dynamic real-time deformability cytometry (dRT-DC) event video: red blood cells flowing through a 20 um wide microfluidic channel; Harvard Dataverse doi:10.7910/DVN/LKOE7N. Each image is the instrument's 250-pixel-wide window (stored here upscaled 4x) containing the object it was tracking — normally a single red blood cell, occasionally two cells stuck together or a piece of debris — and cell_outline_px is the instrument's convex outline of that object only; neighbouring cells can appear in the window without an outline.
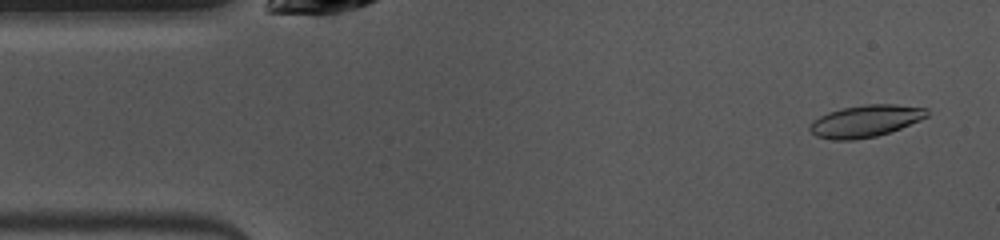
{"species": "common noctule bat (a hibernating species)", "species_latin": "Nyctalus noctula", "temperature_condition": "warm", "stored_images_in_passage": 48, "camera_frame_rate_fps": 3000, "um_per_image_px": 0.085, "animal": {"sex": "female", "body_mass_g": 10.0, "forearm_length_mm": 53.1}, "frame": {"image": 1, "passage_image": 2, "time_ms": 0.333, "image_size_px": [1000, 240], "cell_outline_px": [[928, 116], [920, 120], [900, 128], [876, 136], [852, 140], [832, 140], [816, 136], [808, 128], [808, 124], [812, 120], [828, 112], [840, 108], [864, 104], [896, 104], [928, 108]], "centroid_in_image_um": [73.53, 10.28], "position_along_channel_um": 11.5, "area_um2": 21.96}}
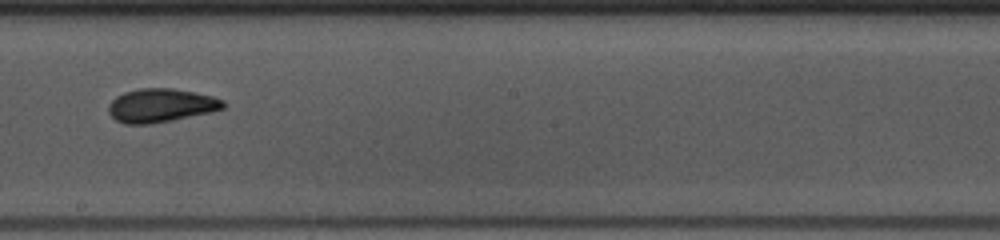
{"frame": {"image": 2, "passage_image": 25, "time_ms": 8.0, "image_size_px": [1000, 240], "cell_outline_px": [[228, 104], [224, 108], [212, 112], [152, 124], [124, 124], [116, 120], [108, 112], [108, 104], [116, 96], [124, 92], [140, 88], [172, 88], [212, 96], [224, 100]], "centroid_in_image_um": [13.68, 8.96], "position_along_channel_um": 234.5, "area_um2": 22.6}}
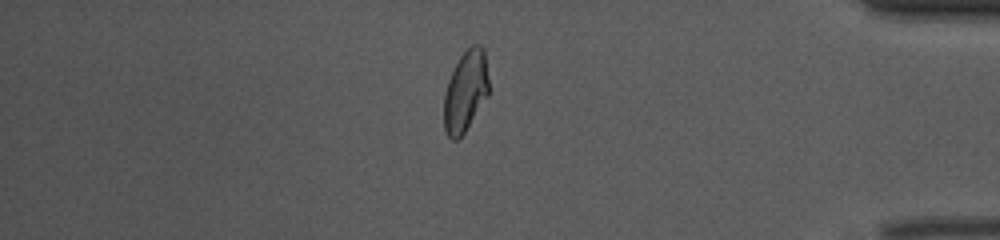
{"frame": {"image": 3, "passage_image": 40, "time_ms": 13.0, "image_size_px": [1000, 240], "cell_outline_px": [[488, 96], [464, 132], [456, 140], [452, 140], [448, 136], [444, 128], [444, 96], [448, 80], [460, 56], [472, 44], [480, 44], [484, 48], [488, 80]], "centroid_in_image_um": [39.57, 7.74], "position_along_channel_um": 395.6, "area_um2": 20.98}, "authors_computed_cell_mechanics": {"area_um2": 21.8773, "velocity_mm_per_s": 3.9784, "shape_relaxation_time_tau1_ms": 3.2144, "shape_relaxation_time_tau2_ms": 1.5669, "deformation_change_tau1": 0.13, "deformation_change_tau2": 0.0779}}